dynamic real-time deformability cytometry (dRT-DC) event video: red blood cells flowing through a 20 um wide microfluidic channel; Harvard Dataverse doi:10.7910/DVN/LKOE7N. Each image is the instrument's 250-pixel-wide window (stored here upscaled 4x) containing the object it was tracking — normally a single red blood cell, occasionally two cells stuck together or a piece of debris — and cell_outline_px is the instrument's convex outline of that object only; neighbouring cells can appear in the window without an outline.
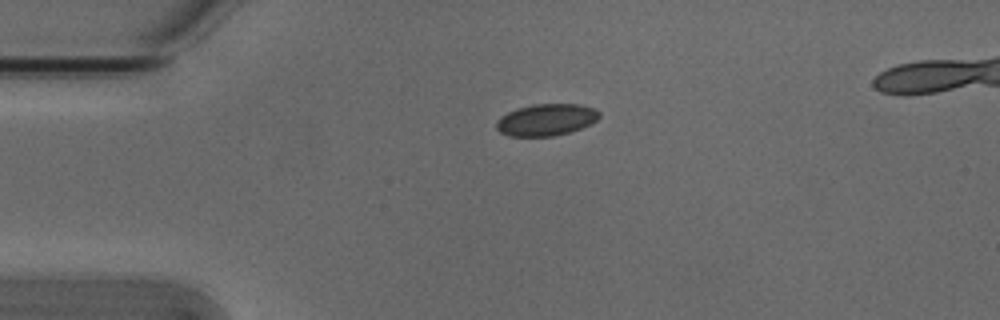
{"species": "Egyptian fruit bat (a non-hibernating species)", "species_latin": "Rousettus aegyptiacus", "temperature_condition": "cold", "stored_images_in_passage": 37, "camera_frame_rate_fps": 3000, "um_per_image_px": 0.085, "animal": {"sex": "male"}, "frame": {"image": 1, "passage_image": 1, "time_ms": 0.0, "image_size_px": [1000, 320], "cell_outline_px": [[600, 116], [592, 124], [556, 136], [508, 136], [500, 132], [496, 128], [496, 120], [500, 116], [516, 108], [532, 104], [580, 104], [596, 108], [600, 112]], "centroid_in_image_um": [46.43, 10.17], "position_along_channel_um": 38.6, "area_um2": 19.31}}
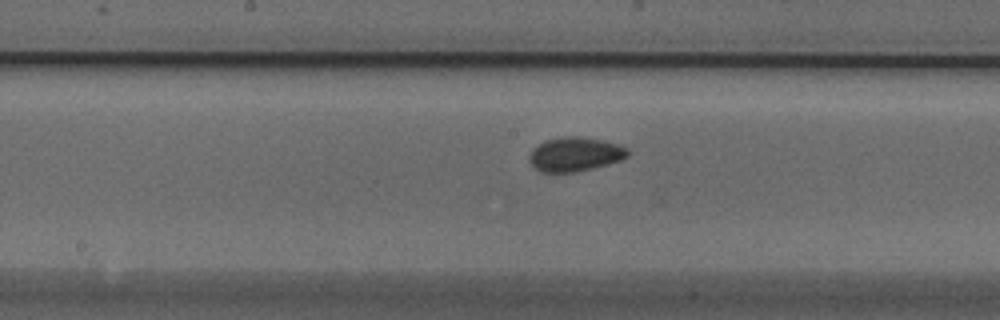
{"frame": {"image": 2, "passage_image": 16, "time_ms": 5.0, "image_size_px": [1000, 320], "cell_outline_px": [[628, 156], [620, 160], [608, 164], [576, 172], [540, 172], [532, 168], [528, 160], [528, 156], [532, 148], [544, 140], [560, 136], [580, 136], [600, 140], [616, 144], [628, 148]], "centroid_in_image_um": [48.8, 13.11], "position_along_channel_um": 199.4, "area_um2": 19.83}}
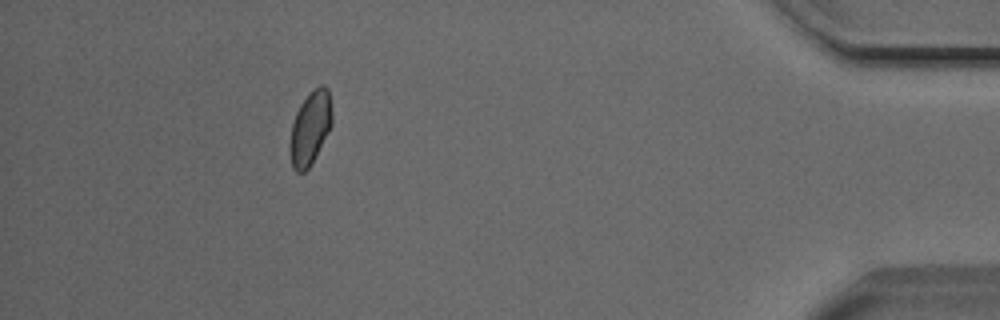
{"frame": {"image": 3, "passage_image": 37, "time_ms": 12.0, "image_size_px": [1000, 320], "cell_outline_px": [[332, 124], [328, 132], [308, 168], [304, 172], [296, 172], [292, 168], [288, 148], [288, 144], [292, 124], [296, 112], [300, 104], [308, 92], [312, 88], [320, 84], [324, 84], [328, 88], [332, 108]], "centroid_in_image_um": [26.34, 10.83], "position_along_channel_um": 408.9, "area_um2": 18.32}, "authors_computed_cell_mechanics": {"area_um2": 18.785, "velocity_mm_per_s": 3.8282, "shape_relaxation_time_tau1_ms": 3.5346, "shape_relaxation_time_tau2_ms": 1.8551, "deformation_change_tau1": 0.0461, "deformation_change_tau2": 0.0389}}